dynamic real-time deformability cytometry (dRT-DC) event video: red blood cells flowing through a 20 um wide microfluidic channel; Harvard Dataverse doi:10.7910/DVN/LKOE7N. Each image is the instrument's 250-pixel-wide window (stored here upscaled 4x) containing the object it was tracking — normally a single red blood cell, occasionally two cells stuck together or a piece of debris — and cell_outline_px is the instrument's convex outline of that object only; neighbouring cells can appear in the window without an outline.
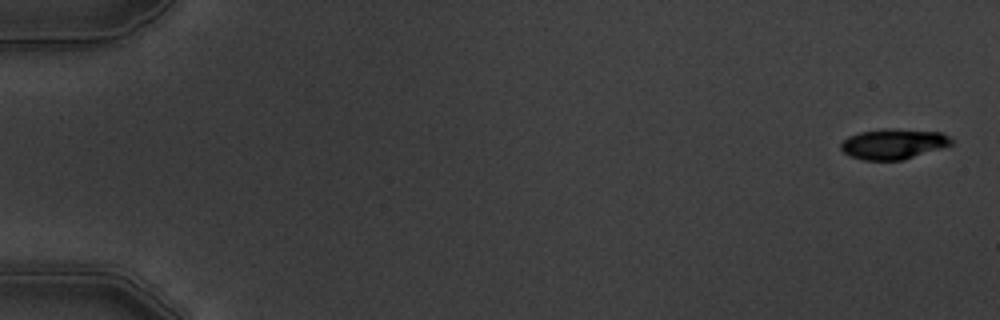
{"species": "common noctule bat (a hibernating species)", "species_latin": "Nyctalus noctula", "temperature_condition": "warm", "stored_images_in_passage": 7, "camera_frame_rate_fps": 3000, "um_per_image_px": 0.085, "animal": {"sex": "male", "body_mass_g": 19.5, "forearm_length_mm": 54.6}, "frame": {"image": 1, "passage_image": 1, "time_ms": 0.0, "image_size_px": [1000, 320], "cell_outline_px": [[956, 140], [952, 144], [904, 160], [864, 160], [852, 156], [844, 152], [840, 148], [840, 144], [848, 136], [860, 132], [884, 128], [892, 128], [940, 132]], "centroid_in_image_um": [75.95, 12.22], "position_along_channel_um": 9.1, "area_um2": 19.54}}
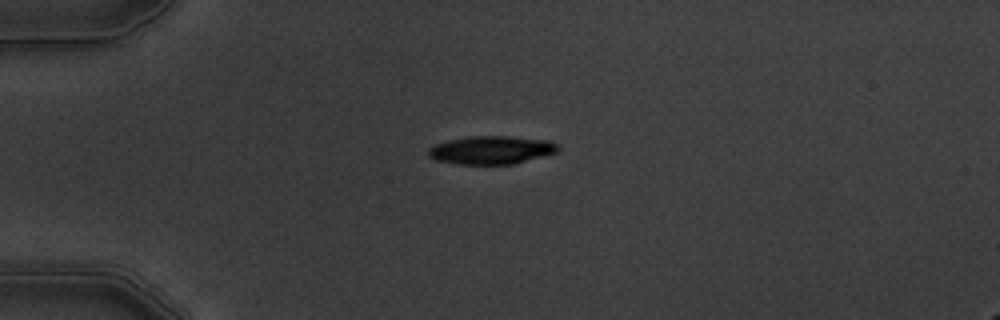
{"frame": {"image": 2, "passage_image": 5, "time_ms": 4.333, "image_size_px": [1000, 320], "cell_outline_px": [[560, 148], [556, 152], [512, 164], [456, 164], [436, 160], [428, 156], [428, 148], [432, 144], [448, 140], [472, 136], [504, 136], [548, 140], [556, 144]], "centroid_in_image_um": [41.69, 12.75], "position_along_channel_um": 43.3, "area_um2": 21.15}}